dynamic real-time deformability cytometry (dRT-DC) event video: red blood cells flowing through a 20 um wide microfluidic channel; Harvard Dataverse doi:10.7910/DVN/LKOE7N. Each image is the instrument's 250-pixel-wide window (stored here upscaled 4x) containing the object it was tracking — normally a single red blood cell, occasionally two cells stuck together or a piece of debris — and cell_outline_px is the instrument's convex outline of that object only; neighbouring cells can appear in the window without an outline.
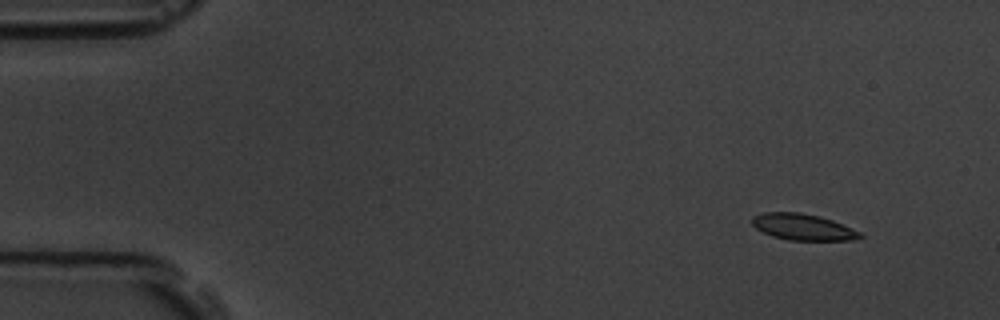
{"species": "common noctule bat (a hibernating species)", "species_latin": "Nyctalus noctula", "temperature_condition": "room temperature", "stored_images_in_passage": 5, "camera_frame_rate_fps": 3000, "um_per_image_px": 0.085, "animal": {"sex": "male", "body_mass_g": 19.5, "forearm_length_mm": 54.6}, "frame": {"image": 1, "passage_image": 1, "time_ms": 0.0, "image_size_px": [1000, 320], "cell_outline_px": [[864, 236], [852, 240], [788, 240], [772, 236], [756, 228], [752, 224], [752, 216], [764, 212], [800, 212], [820, 216], [832, 220], [852, 228], [860, 232]], "centroid_in_image_um": [68.24, 19.29], "position_along_channel_um": 16.8, "area_um2": 16.53}}
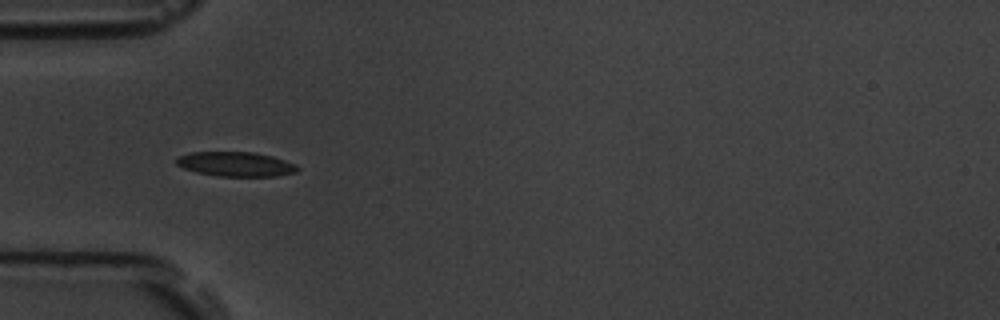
{"frame": {"image": 2, "passage_image": 4, "time_ms": 4.333, "image_size_px": [1000, 320], "cell_outline_px": [[300, 168], [296, 172], [276, 176], [216, 176], [196, 172], [184, 168], [176, 164], [176, 160], [180, 156], [192, 152], [256, 152], [272, 156], [296, 164]], "centroid_in_image_um": [20.06, 13.95], "position_along_channel_um": 64.9, "area_um2": 17.28}}
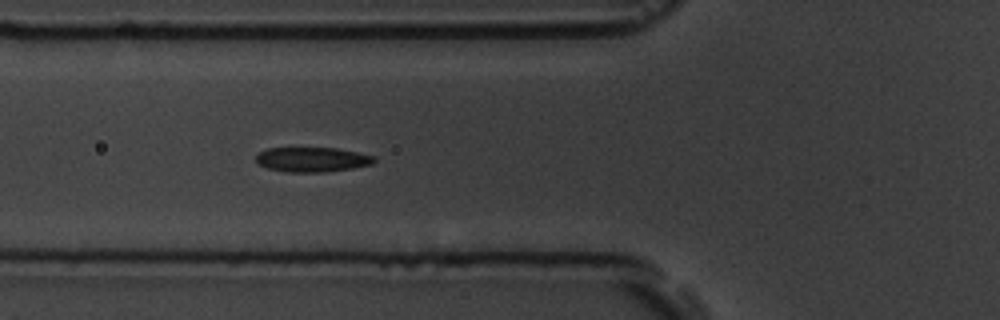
{"frame": {"image": 3, "passage_image": 5, "time_ms": 5.333, "image_size_px": [1000, 320], "cell_outline_px": [[376, 160], [372, 164], [352, 168], [324, 172], [288, 172], [268, 168], [260, 164], [256, 160], [256, 156], [260, 152], [268, 148], [336, 148], [376, 156]], "centroid_in_image_um": [26.56, 13.56], "position_along_channel_um": 99.2, "area_um2": 16.88}}